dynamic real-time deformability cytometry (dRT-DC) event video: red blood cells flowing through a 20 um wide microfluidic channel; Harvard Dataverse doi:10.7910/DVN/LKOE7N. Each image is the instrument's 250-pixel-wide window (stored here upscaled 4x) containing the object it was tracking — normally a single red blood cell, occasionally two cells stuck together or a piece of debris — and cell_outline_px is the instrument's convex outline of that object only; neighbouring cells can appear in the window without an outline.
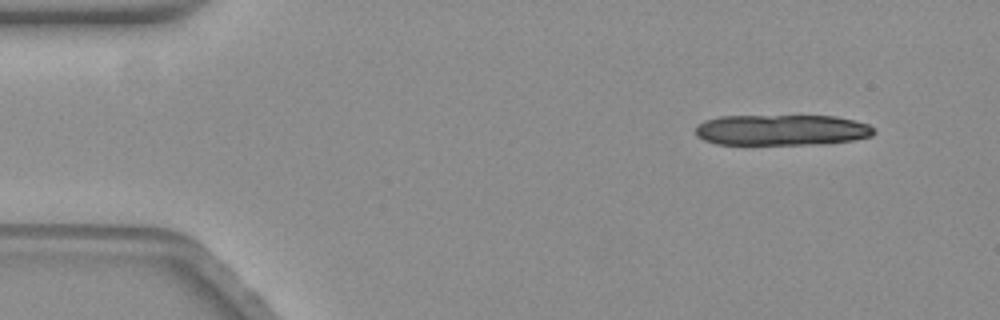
{"species": "common noctule bat (a hibernating species)", "species_latin": "Nyctalus noctula", "temperature_condition": "warm", "stored_images_in_passage": 15, "camera_frame_rate_fps": 3000, "um_per_image_px": 0.085, "animal": {"sex": "female", "body_mass_g": 19.3, "forearm_length_mm": 54.1}, "frame": {"image": 1, "passage_image": 5, "time_ms": 1.333, "image_size_px": [1000, 320], "cell_outline_px": [[876, 132], [872, 136], [852, 140], [820, 144], [716, 144], [704, 140], [696, 136], [696, 128], [704, 120], [720, 116], [836, 116], [868, 124]], "centroid_in_image_um": [66.43, 11.05], "position_along_channel_um": 18.6, "area_um2": 31.96}}